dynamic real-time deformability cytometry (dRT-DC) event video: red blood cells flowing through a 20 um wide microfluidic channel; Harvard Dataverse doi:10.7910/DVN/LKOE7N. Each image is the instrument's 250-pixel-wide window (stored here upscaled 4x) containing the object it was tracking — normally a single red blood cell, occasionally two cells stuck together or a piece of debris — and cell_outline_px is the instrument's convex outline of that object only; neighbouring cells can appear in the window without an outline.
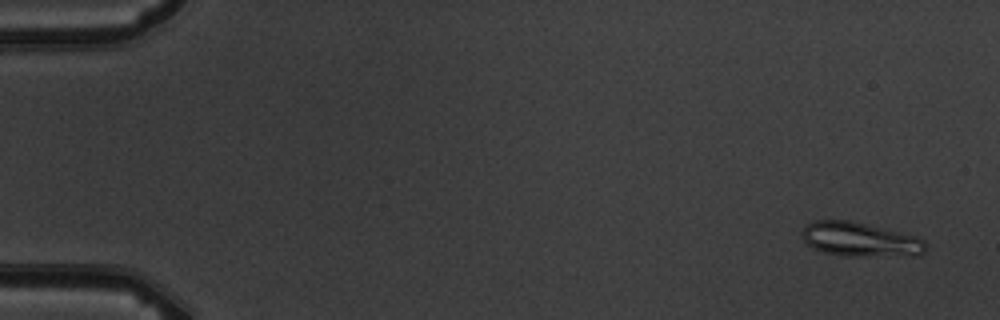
{"species": "common noctule bat (a hibernating species)", "species_latin": "Nyctalus noctula", "temperature_condition": "warm", "stored_images_in_passage": 4, "camera_frame_rate_fps": 3000, "um_per_image_px": 0.085, "animal": {"sex": "male", "body_mass_g": 19.5, "forearm_length_mm": 54.6}, "frame": {"image": 1, "passage_image": 1, "time_ms": 0.0, "image_size_px": [1000, 320], "cell_outline_px": [[924, 252], [920, 256], [840, 256], [824, 252], [812, 248], [804, 240], [804, 228], [812, 220], [848, 220], [888, 228], [916, 236], [924, 240]], "centroid_in_image_um": [73.15, 20.36], "position_along_channel_um": 11.9, "area_um2": 24.85}}
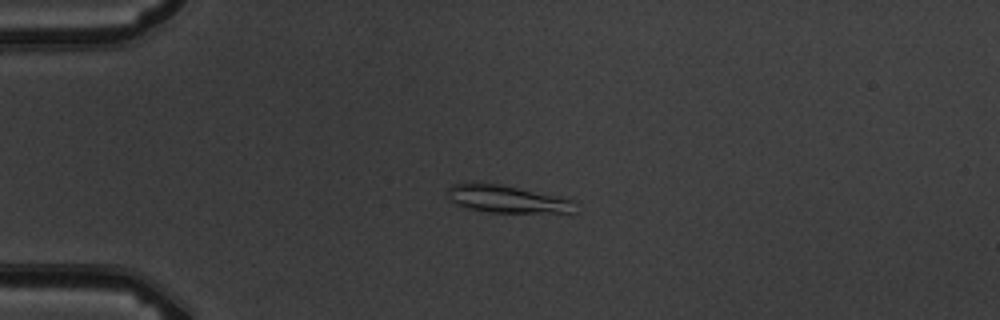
{"frame": {"image": 2, "passage_image": 4, "time_ms": 3.667, "image_size_px": [1000, 320], "cell_outline_px": [[576, 200], [572, 212], [488, 212], [468, 208], [456, 204], [448, 200], [448, 188], [452, 184], [476, 180], [500, 184], [560, 196]], "centroid_in_image_um": [43.01, 16.88], "position_along_channel_um": 42.0, "area_um2": 20.75}}